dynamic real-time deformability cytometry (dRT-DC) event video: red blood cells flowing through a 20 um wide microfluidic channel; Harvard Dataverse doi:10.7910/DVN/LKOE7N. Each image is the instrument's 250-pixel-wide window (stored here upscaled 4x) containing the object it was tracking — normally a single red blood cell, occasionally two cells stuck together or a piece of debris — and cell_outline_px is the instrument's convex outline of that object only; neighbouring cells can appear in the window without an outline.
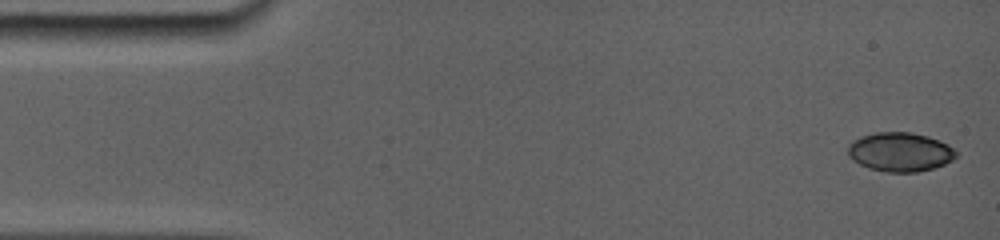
{"species": "common noctule bat (a hibernating species)", "species_latin": "Nyctalus noctula", "temperature_condition": "room temperature", "stored_images_in_passage": 11, "camera_frame_rate_fps": 5000, "um_per_image_px": 0.085, "animal": {"sex": "female", "body_mass_g": 19.0, "forearm_length_mm": 56.7}, "frame": {"image": 1, "passage_image": 1, "time_ms": 0.0, "image_size_px": [1000, 240], "cell_outline_px": [[956, 156], [944, 164], [932, 168], [916, 172], [888, 172], [872, 168], [860, 164], [848, 152], [852, 144], [856, 140], [864, 136], [880, 132], [908, 132], [924, 136], [936, 140], [952, 148], [956, 152]], "centroid_in_image_um": [76.54, 12.93], "position_along_channel_um": 8.5, "area_um2": 23.47}}
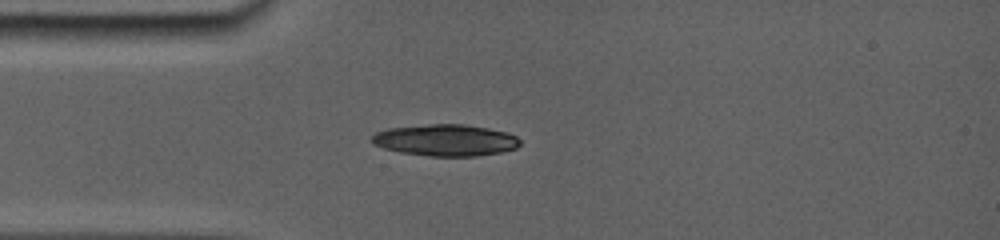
{"frame": {"image": 2, "passage_image": 10, "time_ms": 3.8, "image_size_px": [1000, 240], "cell_outline_px": [[520, 144], [516, 148], [500, 152], [476, 156], [432, 156], [404, 152], [384, 148], [376, 144], [372, 140], [372, 136], [380, 132], [392, 128], [432, 124], [460, 124], [488, 128], [504, 132], [516, 136], [520, 140]], "centroid_in_image_um": [37.94, 11.92], "position_along_channel_um": 47.1, "area_um2": 26.59}}